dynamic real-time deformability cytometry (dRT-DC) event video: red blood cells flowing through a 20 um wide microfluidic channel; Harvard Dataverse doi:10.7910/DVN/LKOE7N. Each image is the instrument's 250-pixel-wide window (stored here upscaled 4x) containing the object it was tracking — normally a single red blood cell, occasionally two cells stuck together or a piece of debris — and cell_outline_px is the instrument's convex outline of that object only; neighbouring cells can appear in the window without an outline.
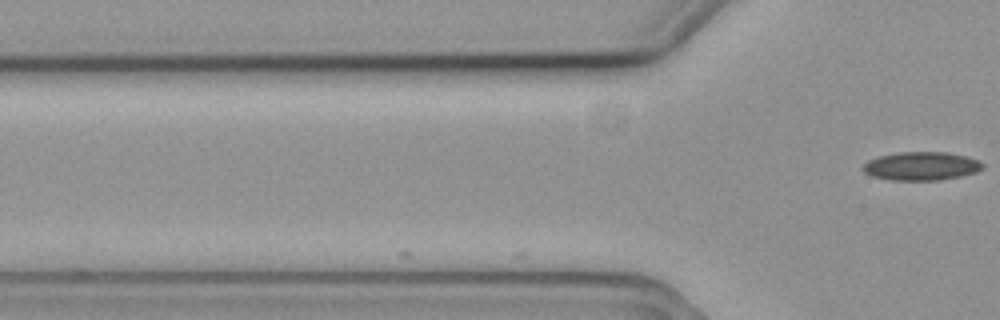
{"species": "common noctule bat (a hibernating species)", "species_latin": "Nyctalus noctula", "temperature_condition": "cold", "stored_images_in_passage": 2, "camera_frame_rate_fps": 3000, "um_per_image_px": 0.085, "animal": {"sex": "female", "body_mass_g": 19.3, "forearm_length_mm": 54.1}, "frame": {"image": 1, "passage_image": 2, "time_ms": 0.333, "image_size_px": [1000, 320], "cell_outline_px": [[984, 168], [976, 172], [960, 176], [940, 180], [888, 180], [872, 176], [864, 172], [860, 168], [868, 160], [880, 156], [900, 152], [944, 152], [964, 156], [980, 160], [984, 164]], "centroid_in_image_um": [78.3, 14.12], "position_along_channel_um": 47.5, "area_um2": 19.88}}